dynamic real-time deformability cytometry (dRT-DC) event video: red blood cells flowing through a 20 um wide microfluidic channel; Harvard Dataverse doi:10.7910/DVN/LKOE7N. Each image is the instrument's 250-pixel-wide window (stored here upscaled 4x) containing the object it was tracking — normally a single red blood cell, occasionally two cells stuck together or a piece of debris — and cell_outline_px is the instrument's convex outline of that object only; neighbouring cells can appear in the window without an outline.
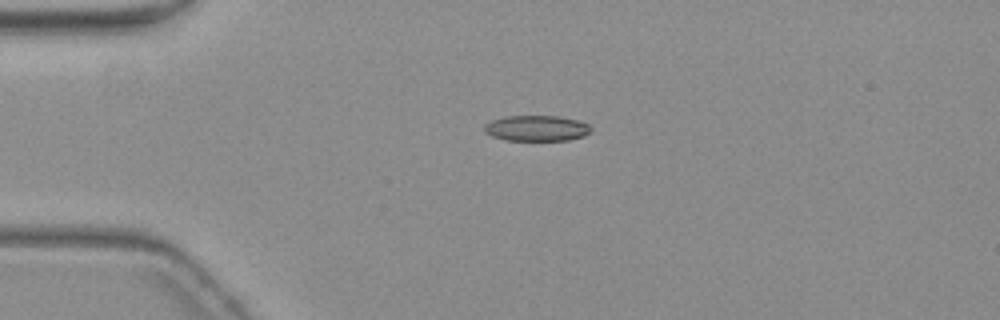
{"species": "common noctule bat (a hibernating species)", "species_latin": "Nyctalus noctula", "temperature_condition": "warm", "stored_images_in_passage": 4, "camera_frame_rate_fps": 3000, "um_per_image_px": 0.085, "animal": {"sex": "female", "body_mass_g": 19.3, "forearm_length_mm": 54.1}, "frame": {"image": 1, "passage_image": 3, "time_ms": 3.333, "image_size_px": [1000, 320], "cell_outline_px": [[592, 128], [584, 136], [568, 140], [504, 140], [492, 136], [484, 132], [484, 124], [492, 120], [504, 116], [556, 116], [576, 120], [588, 124]], "centroid_in_image_um": [45.57, 10.9], "position_along_channel_um": 39.4, "area_um2": 15.9}}